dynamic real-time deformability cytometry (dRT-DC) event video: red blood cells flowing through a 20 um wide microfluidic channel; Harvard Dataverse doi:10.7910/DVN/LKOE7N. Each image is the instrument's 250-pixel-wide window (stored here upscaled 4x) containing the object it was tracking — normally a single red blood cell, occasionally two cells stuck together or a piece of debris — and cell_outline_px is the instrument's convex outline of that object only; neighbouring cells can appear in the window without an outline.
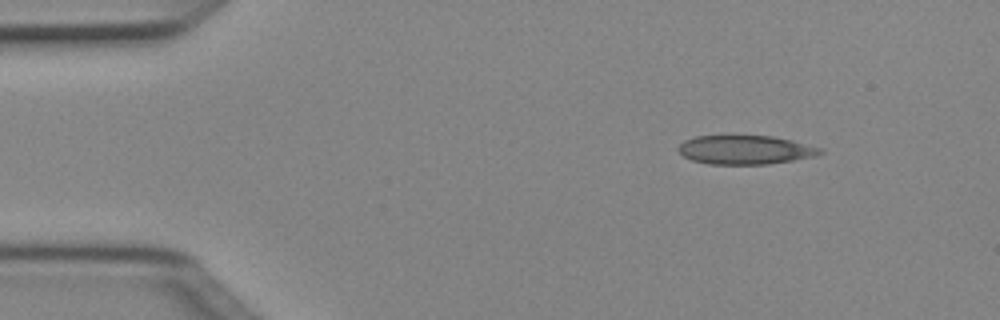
{"species": "Egyptian fruit bat (a non-hibernating species)", "species_latin": "Rousettus aegyptiacus", "temperature_condition": "cold", "stored_images_in_passage": 3, "camera_frame_rate_fps": 3000, "um_per_image_px": 0.085, "animal": {"sex": "female"}, "frame": {"image": 1, "passage_image": 1, "time_ms": 0.0, "image_size_px": [1000, 320], "cell_outline_px": [[824, 152], [816, 156], [768, 164], [708, 164], [692, 160], [684, 156], [676, 148], [684, 140], [696, 136], [772, 136], [792, 140], [824, 148]], "centroid_in_image_um": [63.37, 12.73], "position_along_channel_um": 21.6, "area_um2": 23.93}}